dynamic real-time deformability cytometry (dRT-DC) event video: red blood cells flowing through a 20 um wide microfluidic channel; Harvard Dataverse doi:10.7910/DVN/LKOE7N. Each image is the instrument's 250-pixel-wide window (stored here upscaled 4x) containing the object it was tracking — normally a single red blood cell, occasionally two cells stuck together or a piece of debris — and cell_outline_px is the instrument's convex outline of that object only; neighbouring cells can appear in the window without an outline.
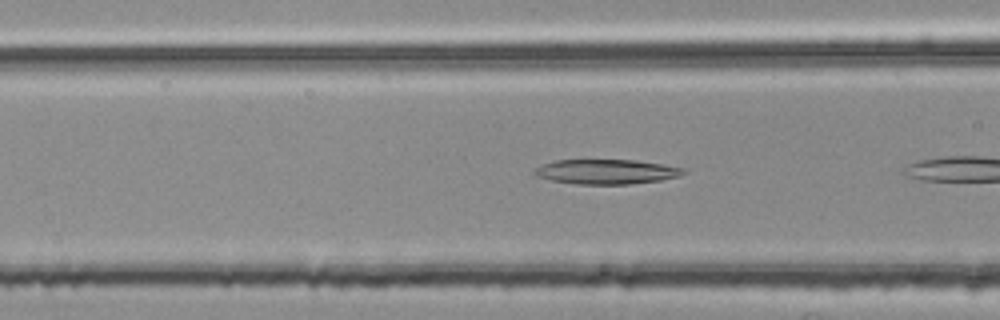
{"species": "common noctule bat (a hibernating species)", "species_latin": "Nyctalus noctula", "temperature_condition": "room temperature", "stored_images_in_passage": 18, "camera_frame_rate_fps": 3000, "um_per_image_px": 0.085, "animal": {"sex": "female", "body_mass_g": 25.1}, "frame": {"image": 1, "passage_image": 16, "time_ms": 5.0, "image_size_px": [1000, 320], "cell_outline_px": [[688, 172], [680, 176], [660, 180], [632, 184], [576, 184], [552, 180], [536, 176], [532, 172], [540, 164], [556, 160], [636, 160], [688, 168]], "centroid_in_image_um": [51.58, 14.59], "position_along_channel_um": 115.0, "area_um2": 21.68}}